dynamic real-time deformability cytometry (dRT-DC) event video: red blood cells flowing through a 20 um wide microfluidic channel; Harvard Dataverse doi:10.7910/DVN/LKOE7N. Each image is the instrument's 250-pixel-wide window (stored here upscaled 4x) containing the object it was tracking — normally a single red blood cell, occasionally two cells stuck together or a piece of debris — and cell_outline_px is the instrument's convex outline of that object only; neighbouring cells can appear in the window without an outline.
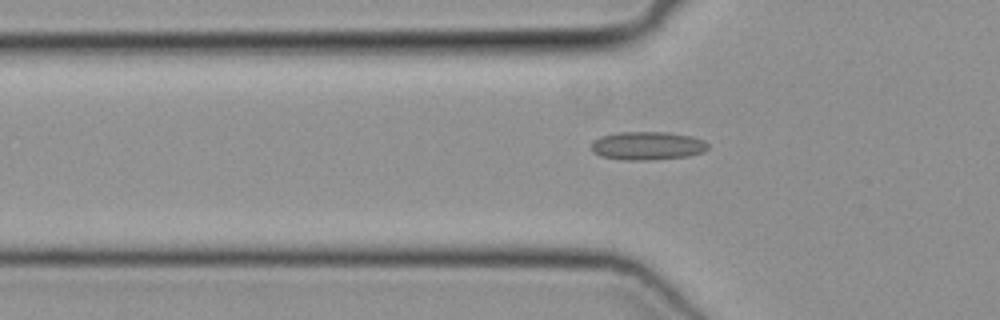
{"species": "common noctule bat (a hibernating species)", "species_latin": "Nyctalus noctula", "temperature_condition": "cold", "stored_images_in_passage": 45, "camera_frame_rate_fps": 3000, "um_per_image_px": 0.085, "animal": {"sex": "female", "body_mass_g": 19.3, "forearm_length_mm": 54.1}, "frame": {"image": 1, "passage_image": 13, "time_ms": 4.0, "image_size_px": [1000, 320], "cell_outline_px": [[708, 148], [704, 152], [688, 156], [648, 160], [620, 160], [600, 156], [592, 152], [592, 140], [600, 136], [620, 132], [668, 132], [692, 136], [704, 140], [708, 144]], "centroid_in_image_um": [55.02, 12.39], "position_along_channel_um": 70.8, "area_um2": 19.48}}
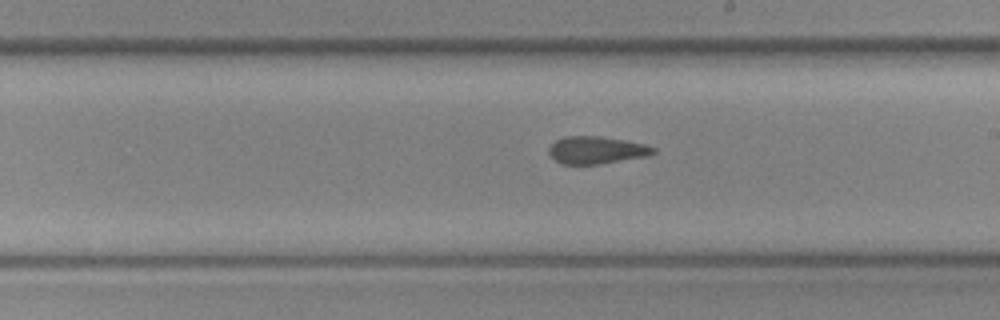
{"frame": {"image": 2, "passage_image": 25, "time_ms": 8.0, "image_size_px": [1000, 320], "cell_outline_px": [[656, 152], [648, 156], [596, 164], [564, 164], [556, 160], [548, 152], [548, 148], [556, 140], [564, 136], [600, 136], [624, 140], [644, 144], [656, 148]], "centroid_in_image_um": [50.7, 12.75], "position_along_channel_um": 238.3, "area_um2": 16.53}}
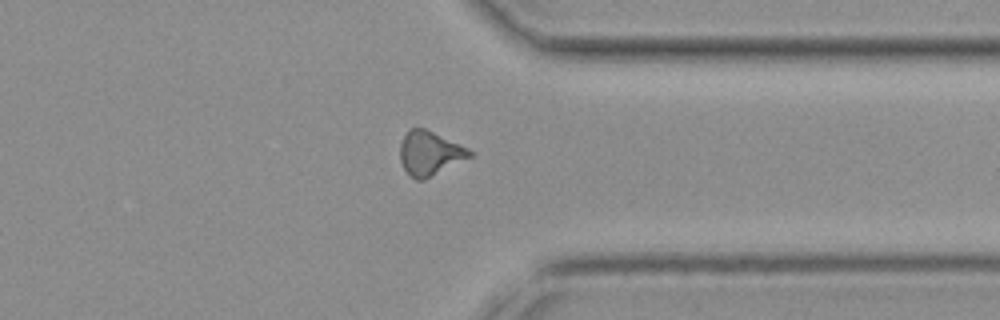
{"frame": {"image": 3, "passage_image": 35, "time_ms": 11.333, "image_size_px": [1000, 320], "cell_outline_px": [[472, 156], [424, 180], [416, 180], [404, 168], [400, 160], [400, 144], [404, 136], [412, 128], [424, 128], [468, 148], [472, 152]], "centroid_in_image_um": [36.52, 13.03], "position_along_channel_um": 374.9, "area_um2": 17.51}}